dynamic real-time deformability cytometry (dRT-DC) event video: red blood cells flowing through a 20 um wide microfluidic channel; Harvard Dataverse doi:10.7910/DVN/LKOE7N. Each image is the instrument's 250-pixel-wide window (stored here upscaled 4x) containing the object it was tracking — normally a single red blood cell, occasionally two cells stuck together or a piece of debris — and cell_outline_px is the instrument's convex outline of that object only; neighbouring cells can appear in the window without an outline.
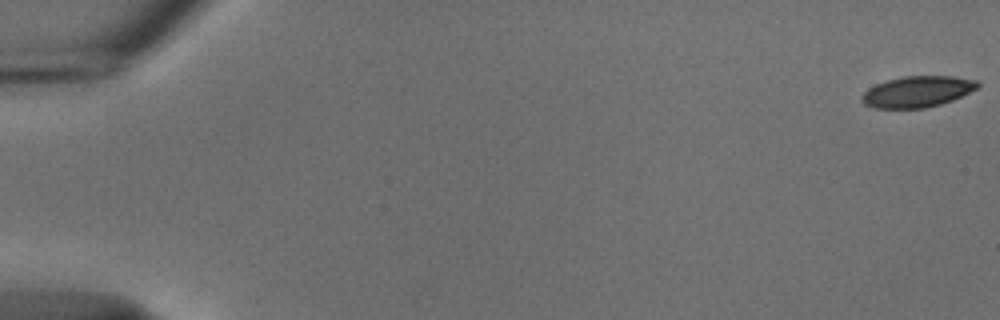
{"species": "common noctule bat (a hibernating species)", "species_latin": "Nyctalus noctula", "temperature_condition": "cold", "stored_images_in_passage": 22, "camera_frame_rate_fps": 3000, "um_per_image_px": 0.085, "animal": {"sex": "male", "body_mass_g": 18.8}, "frame": {"image": 1, "passage_image": 1, "time_ms": 0.0, "image_size_px": [1000, 320], "cell_outline_px": [[980, 84], [976, 88], [952, 100], [940, 104], [924, 108], [876, 108], [864, 104], [860, 100], [860, 96], [868, 88], [876, 84], [888, 80], [904, 76], [952, 76], [980, 80]], "centroid_in_image_um": [77.96, 7.78], "position_along_channel_um": 7.0, "area_um2": 20.92}}
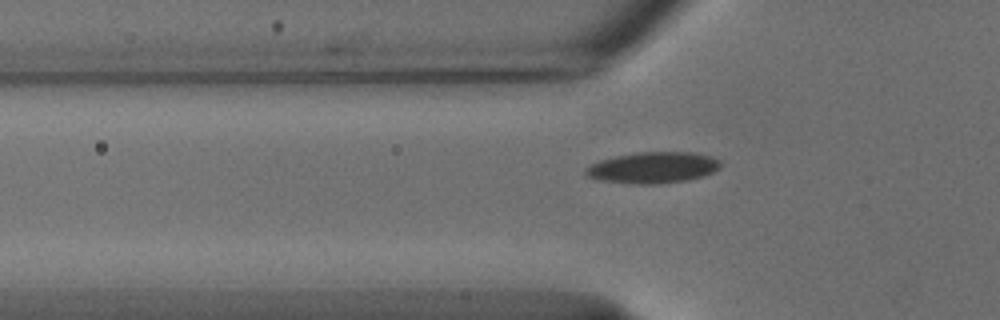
{"frame": {"image": 2, "passage_image": 19, "time_ms": 6.0, "image_size_px": [1000, 320], "cell_outline_px": [[720, 168], [712, 172], [688, 180], [656, 184], [640, 184], [600, 180], [588, 176], [584, 172], [584, 168], [600, 160], [616, 156], [636, 152], [692, 152], [712, 156], [720, 160]], "centroid_in_image_um": [55.51, 14.23], "position_along_channel_um": 70.3, "area_um2": 24.39}}
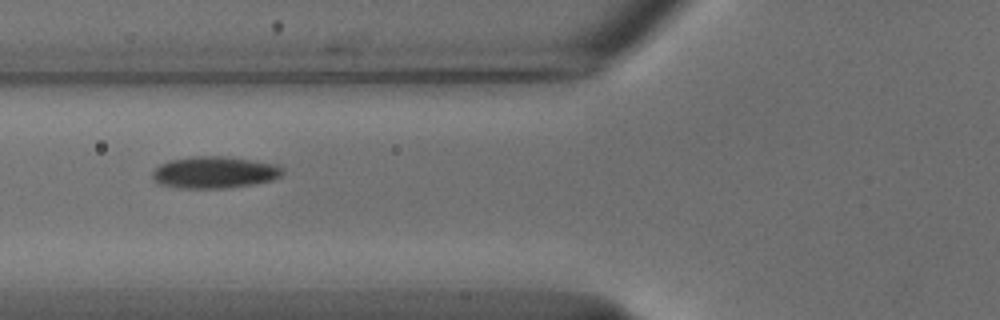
{"frame": {"image": 3, "passage_image": 22, "time_ms": 7.0, "image_size_px": [1000, 320], "cell_outline_px": [[284, 172], [280, 176], [272, 180], [256, 184], [228, 188], [180, 188], [160, 184], [152, 180], [152, 172], [160, 164], [168, 160], [192, 156], [224, 156], [272, 164], [284, 168]], "centroid_in_image_um": [18.19, 14.66], "position_along_channel_um": 107.6, "area_um2": 24.16}}